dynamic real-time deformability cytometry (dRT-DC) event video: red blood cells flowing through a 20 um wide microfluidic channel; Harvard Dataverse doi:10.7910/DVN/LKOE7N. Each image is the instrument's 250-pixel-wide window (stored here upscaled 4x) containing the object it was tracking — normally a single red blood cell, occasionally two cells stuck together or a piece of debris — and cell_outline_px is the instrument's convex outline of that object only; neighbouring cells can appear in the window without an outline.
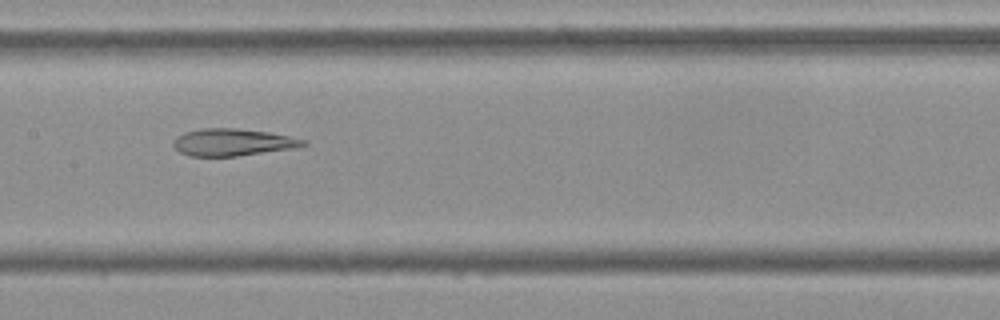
{"species": "Egyptian fruit bat (a non-hibernating species)", "species_latin": "Rousettus aegyptiacus", "temperature_condition": "cold", "stored_images_in_passage": 53, "camera_frame_rate_fps": 3000, "um_per_image_px": 0.085, "frame": {"image": 1, "passage_image": 26, "time_ms": 8.333, "image_size_px": [1000, 320], "cell_outline_px": [[308, 144], [292, 148], [236, 156], [188, 156], [180, 152], [172, 144], [172, 140], [176, 136], [184, 132], [204, 128], [236, 128], [268, 132], [308, 140]], "centroid_in_image_um": [19.74, 12.09], "position_along_channel_um": 187.7, "area_um2": 20.46}}
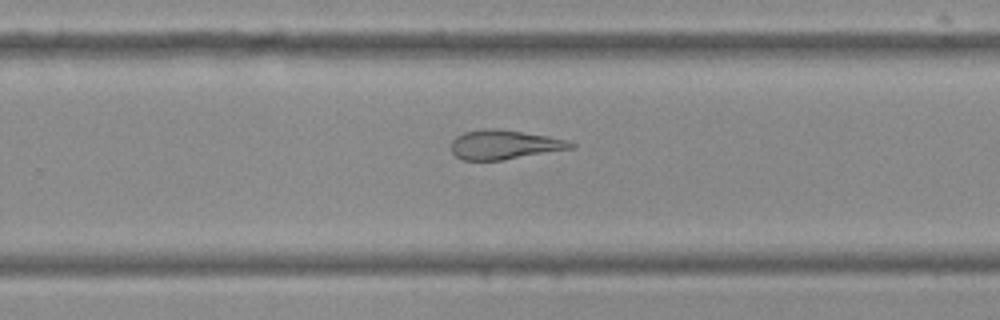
{"frame": {"image": 2, "passage_image": 34, "time_ms": 11.0, "image_size_px": [1000, 320], "cell_outline_px": [[576, 148], [504, 160], [464, 160], [456, 156], [452, 152], [452, 140], [456, 136], [464, 132], [484, 128], [492, 128], [548, 136], [568, 140], [576, 144]], "centroid_in_image_um": [42.9, 12.3], "position_along_channel_um": 286.9, "area_um2": 20.46}}
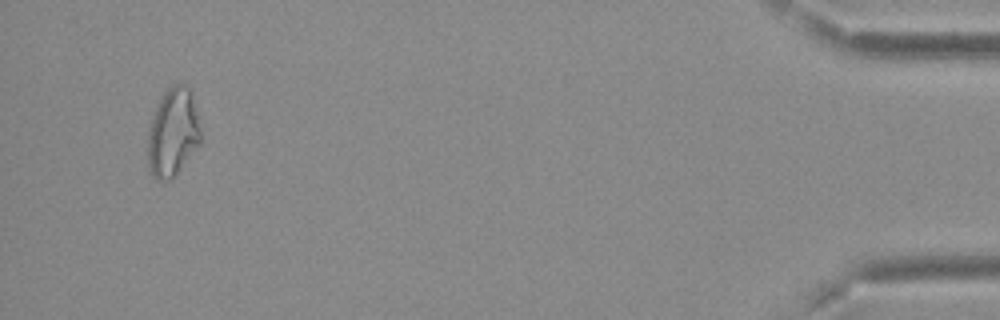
{"frame": {"image": 3, "passage_image": 51, "time_ms": 16.667, "image_size_px": [1000, 320], "cell_outline_px": [[200, 144], [176, 176], [172, 180], [156, 180], [148, 172], [148, 128], [152, 116], [164, 92], [172, 84], [180, 80], [188, 88], [192, 96], [200, 128]], "centroid_in_image_um": [14.68, 11.3], "position_along_channel_um": 420.5, "area_um2": 27.51}, "authors_computed_cell_mechanics": {"area_um2": 24.3916, "velocity_mm_per_s": 3.7362, "shape_relaxation_time_tau1_ms": null, "shape_relaxation_time_tau2_ms": 5.0205, "deformation_change_tau1": null, "deformation_change_tau2": 0.1368}}